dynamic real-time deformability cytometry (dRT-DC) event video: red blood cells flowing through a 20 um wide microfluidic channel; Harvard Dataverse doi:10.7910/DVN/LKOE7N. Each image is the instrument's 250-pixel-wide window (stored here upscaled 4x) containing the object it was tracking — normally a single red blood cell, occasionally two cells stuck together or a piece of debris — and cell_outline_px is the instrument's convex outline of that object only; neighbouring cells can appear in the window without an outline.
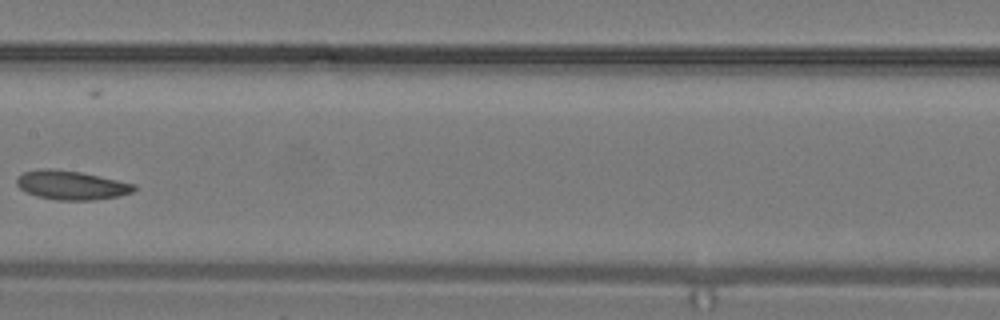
{"species": "common noctule bat (a hibernating species)", "species_latin": "Nyctalus noctula", "temperature_condition": "warm", "stored_images_in_passage": 25, "camera_frame_rate_fps": 3000, "um_per_image_px": 0.085, "animal": {"sex": "male", "body_mass_g": 19.2, "forearm_length_mm": 51.8}, "frame": {"image": 1, "passage_image": 11, "time_ms": 3.333, "image_size_px": [1000, 320], "cell_outline_px": [[136, 188], [132, 192], [116, 196], [92, 200], [56, 200], [36, 196], [20, 188], [16, 184], [16, 180], [24, 172], [40, 168], [48, 168], [80, 172], [136, 184]], "centroid_in_image_um": [6.05, 15.73], "position_along_channel_um": 201.4, "area_um2": 19.59}}